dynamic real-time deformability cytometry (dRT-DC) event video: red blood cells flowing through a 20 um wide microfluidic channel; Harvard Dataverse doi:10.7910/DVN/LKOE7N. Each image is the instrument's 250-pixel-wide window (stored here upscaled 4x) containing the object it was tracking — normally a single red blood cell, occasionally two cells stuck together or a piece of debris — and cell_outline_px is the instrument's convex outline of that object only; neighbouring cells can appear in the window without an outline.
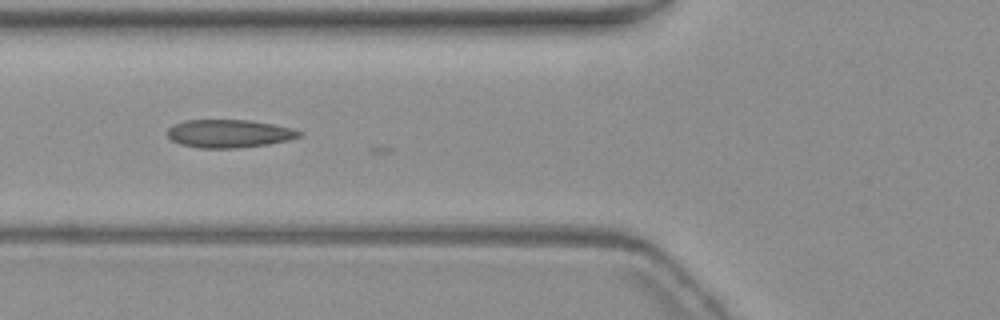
{"species": "common noctule bat (a hibernating species)", "species_latin": "Nyctalus noctula", "temperature_condition": "warm", "stored_images_in_passage": 5, "camera_frame_rate_fps": 3000, "um_per_image_px": 0.085, "animal": {"sex": "female", "body_mass_g": 19.3, "forearm_length_mm": 54.1}, "frame": {"image": 1, "passage_image": 4, "time_ms": 4.667, "image_size_px": [1000, 320], "cell_outline_px": [[304, 136], [288, 140], [268, 144], [236, 148], [200, 148], [180, 144], [172, 140], [168, 136], [168, 128], [172, 124], [184, 120], [248, 120], [272, 124], [292, 128], [304, 132]], "centroid_in_image_um": [19.49, 11.35], "position_along_channel_um": 106.3, "area_um2": 21.68}}